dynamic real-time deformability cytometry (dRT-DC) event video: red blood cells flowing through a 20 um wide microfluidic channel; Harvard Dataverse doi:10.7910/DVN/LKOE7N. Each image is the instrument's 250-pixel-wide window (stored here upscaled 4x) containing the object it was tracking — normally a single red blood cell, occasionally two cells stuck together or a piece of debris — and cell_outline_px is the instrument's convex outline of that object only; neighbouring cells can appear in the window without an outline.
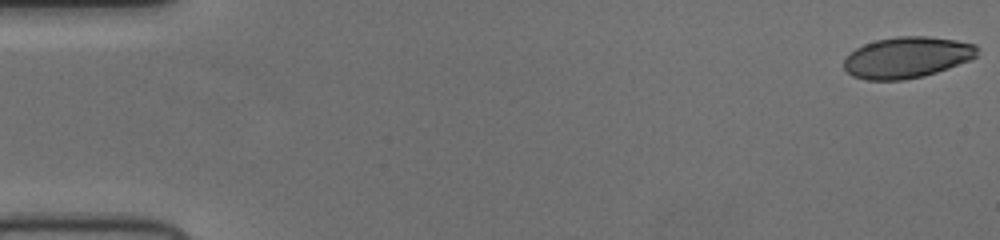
{"species": "human", "species_latin": "Homo sapiens", "temperature_condition": "cold", "stored_images_in_passage": 53, "camera_frame_rate_fps": 3000, "um_per_image_px": 0.085, "donor": {"sex": "female"}, "frame": {"image": 1, "passage_image": 1, "time_ms": 0.0, "image_size_px": [1000, 240], "cell_outline_px": [[976, 56], [968, 60], [948, 68], [924, 76], [904, 80], [868, 80], [852, 76], [844, 68], [844, 60], [856, 48], [864, 44], [876, 40], [896, 36], [928, 36], [956, 40], [976, 44]], "centroid_in_image_um": [77.07, 4.88], "position_along_channel_um": 7.9, "area_um2": 31.79}}
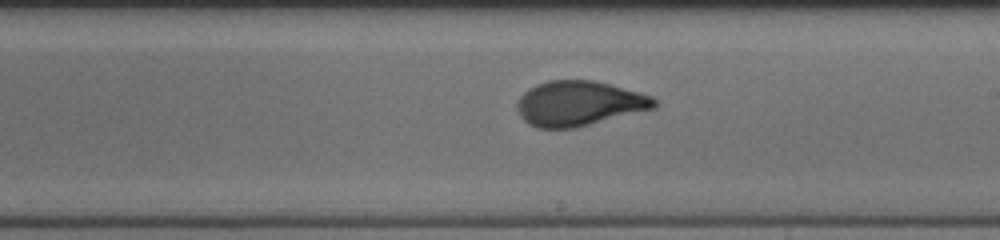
{"frame": {"image": 2, "passage_image": 31, "time_ms": 10.0, "image_size_px": [1000, 240], "cell_outline_px": [[656, 108], [576, 128], [536, 128], [528, 124], [520, 116], [516, 108], [516, 104], [520, 96], [528, 88], [536, 84], [548, 80], [596, 80], [652, 96], [656, 100]], "centroid_in_image_um": [49.19, 8.79], "position_along_channel_um": 239.8, "area_um2": 36.18}}
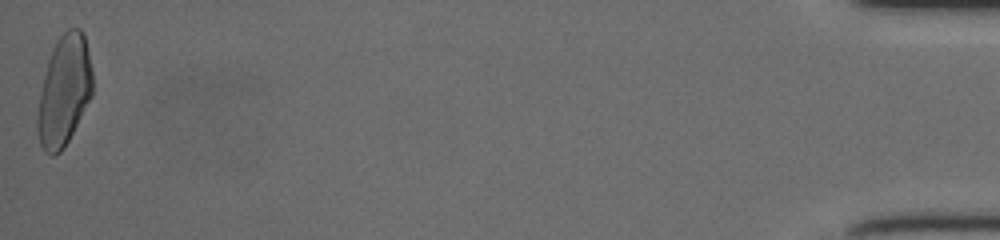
{"frame": {"image": 3, "passage_image": 53, "time_ms": 17.333, "image_size_px": [1000, 240], "cell_outline_px": [[92, 96], [68, 140], [60, 152], [52, 156], [44, 152], [40, 144], [36, 128], [36, 120], [40, 96], [44, 76], [48, 60], [56, 40], [68, 28], [80, 28], [84, 32], [92, 72]], "centroid_in_image_um": [5.45, 7.72], "position_along_channel_um": 429.8, "area_um2": 35.2}}